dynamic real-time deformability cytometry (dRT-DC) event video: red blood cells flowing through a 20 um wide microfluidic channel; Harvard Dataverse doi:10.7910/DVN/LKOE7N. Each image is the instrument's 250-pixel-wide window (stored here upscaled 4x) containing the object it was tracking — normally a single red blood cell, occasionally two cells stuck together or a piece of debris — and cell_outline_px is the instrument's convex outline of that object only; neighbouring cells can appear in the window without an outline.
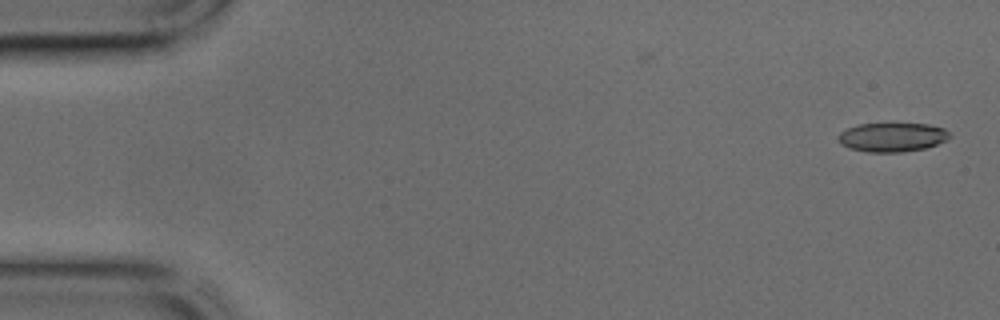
{"species": "common noctule bat (a hibernating species)", "species_latin": "Nyctalus noctula", "temperature_condition": "cold", "stored_images_in_passage": 43, "camera_frame_rate_fps": 3000, "um_per_image_px": 0.085, "animal": {"sex": "male", "body_mass_g": 17.9, "forearm_length_mm": 54.2}, "frame": {"image": 1, "passage_image": 1, "time_ms": 0.0, "image_size_px": [1000, 320], "cell_outline_px": [[952, 136], [936, 144], [924, 148], [904, 152], [868, 152], [848, 148], [840, 144], [836, 136], [840, 132], [848, 128], [860, 124], [928, 124], [944, 128]], "centroid_in_image_um": [75.8, 11.67], "position_along_channel_um": 9.2, "area_um2": 18.79}}
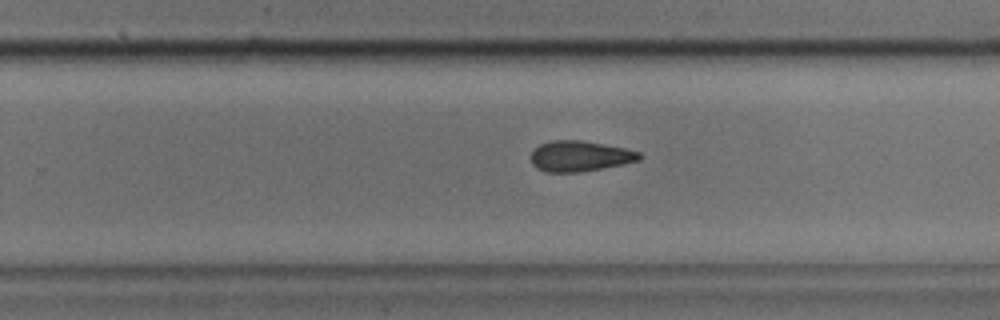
{"frame": {"image": 2, "passage_image": 27, "time_ms": 8.667, "image_size_px": [1000, 320], "cell_outline_px": [[644, 156], [640, 160], [604, 168], [576, 172], [544, 172], [536, 168], [532, 164], [532, 152], [540, 144], [552, 140], [584, 140], [624, 148], [640, 152]], "centroid_in_image_um": [49.3, 13.27], "position_along_channel_um": 280.5, "area_um2": 19.36}}
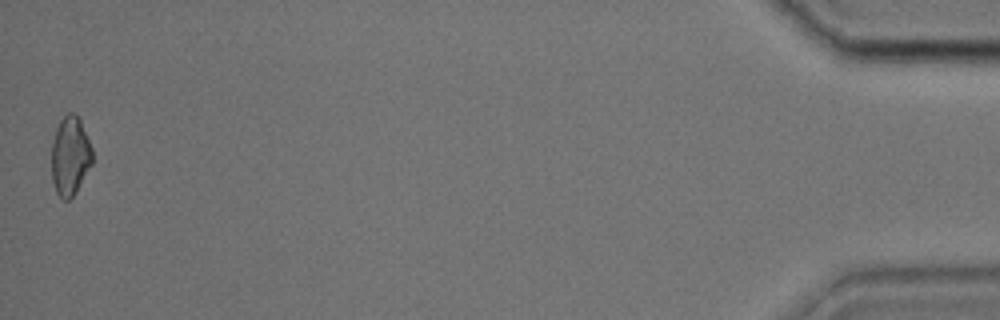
{"frame": {"image": 3, "passage_image": 43, "time_ms": 14.0, "image_size_px": [1000, 320], "cell_outline_px": [[92, 164], [76, 192], [68, 200], [64, 200], [56, 192], [52, 180], [52, 144], [56, 128], [60, 120], [68, 112], [72, 112], [80, 120], [92, 148]], "centroid_in_image_um": [5.96, 13.26], "position_along_channel_um": 429.2, "area_um2": 18.61}}